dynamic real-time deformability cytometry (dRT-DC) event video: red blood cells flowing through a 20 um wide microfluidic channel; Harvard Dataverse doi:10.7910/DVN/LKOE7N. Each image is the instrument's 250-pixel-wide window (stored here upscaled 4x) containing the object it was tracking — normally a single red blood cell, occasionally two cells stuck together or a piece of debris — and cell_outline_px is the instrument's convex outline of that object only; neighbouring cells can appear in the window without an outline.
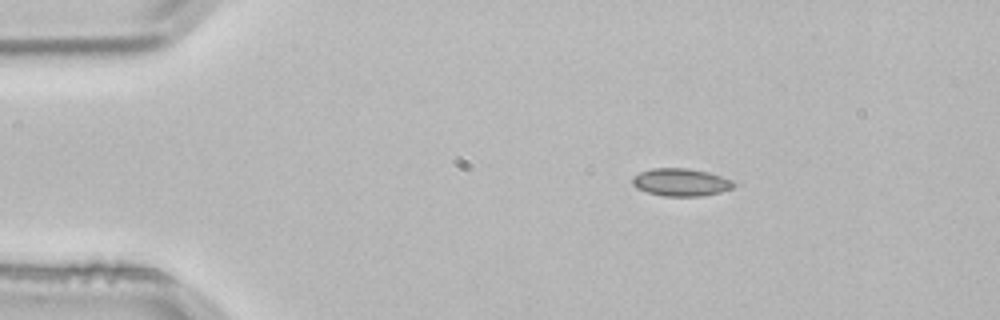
{"species": "common noctule bat (a hibernating species)", "species_latin": "Nyctalus noctula", "temperature_condition": "room temperature", "stored_images_in_passage": 2, "camera_frame_rate_fps": 3000, "um_per_image_px": 0.085, "animal": {"sex": "male", "body_mass_g": 21.5, "forearm_length_mm": 52.0}, "frame": {"image": 1, "passage_image": 1, "time_ms": 0.0, "image_size_px": [1000, 320], "cell_outline_px": [[736, 184], [732, 188], [720, 192], [700, 196], [664, 196], [648, 192], [636, 188], [632, 184], [632, 176], [640, 172], [652, 168], [688, 168], [708, 172], [720, 176]], "centroid_in_image_um": [57.82, 15.49], "position_along_channel_um": 27.2, "area_um2": 16.18}}